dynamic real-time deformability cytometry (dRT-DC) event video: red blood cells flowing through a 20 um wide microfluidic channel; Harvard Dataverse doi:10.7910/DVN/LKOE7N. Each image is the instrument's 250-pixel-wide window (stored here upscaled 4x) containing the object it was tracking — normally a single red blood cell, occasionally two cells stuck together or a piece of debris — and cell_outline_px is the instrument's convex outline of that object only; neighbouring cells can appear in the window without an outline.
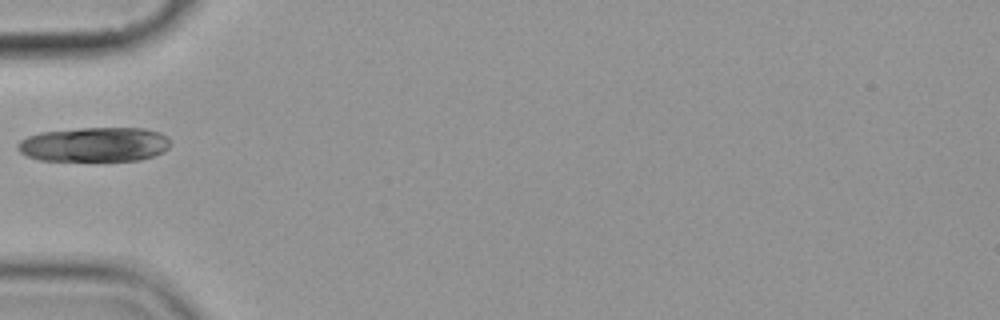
{"species": "common noctule bat (a hibernating species)", "species_latin": "Nyctalus noctula", "temperature_condition": "cold", "stored_images_in_passage": 1, "camera_frame_rate_fps": 3000, "um_per_image_px": 0.085, "animal": {"sex": "female", "body_mass_g": 19.9}, "frame": {"image": 1, "passage_image": 1, "time_ms": 0.0, "image_size_px": [1000, 320], "cell_outline_px": [[172, 144], [164, 152], [140, 160], [40, 160], [28, 156], [20, 152], [16, 148], [16, 144], [20, 140], [28, 136], [40, 132], [80, 128], [144, 128], [160, 132]], "centroid_in_image_um": [8.02, 12.27], "position_along_channel_um": 77.0, "area_um2": 30.69}}